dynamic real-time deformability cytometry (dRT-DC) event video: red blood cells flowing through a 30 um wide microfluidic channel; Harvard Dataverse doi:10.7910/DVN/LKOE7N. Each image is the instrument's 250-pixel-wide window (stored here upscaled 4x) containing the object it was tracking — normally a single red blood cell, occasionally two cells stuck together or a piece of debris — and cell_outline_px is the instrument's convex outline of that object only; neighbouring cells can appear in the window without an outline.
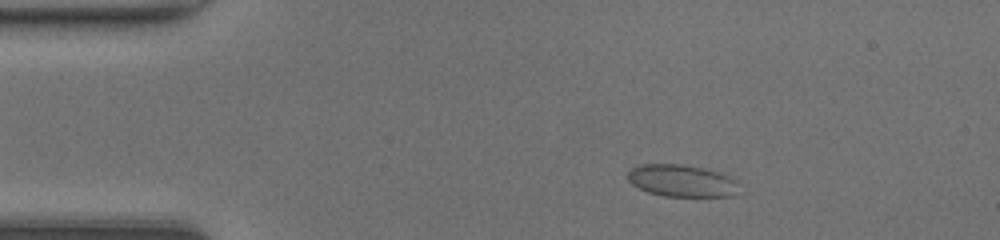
{"species": "common noctule bat (a hibernating species)", "species_latin": "Nyctalus noctula", "temperature_condition": "room temperature", "stored_images_in_passage": 47, "camera_frame_rate_fps": 3000, "um_per_image_px": 0.085, "animal": {"sex": "female", "body_mass_g": 20.0, "forearm_length_mm": 54.0}, "frame": {"image": 1, "passage_image": 7, "time_ms": 2.0, "image_size_px": [1000, 240], "cell_outline_px": [[736, 196], [664, 196], [648, 192], [632, 184], [628, 180], [628, 172], [632, 168], [640, 164], [680, 164], [700, 168], [716, 172], [728, 176], [736, 180]], "centroid_in_image_um": [57.91, 15.37], "position_along_channel_um": 27.1, "area_um2": 20.46}}
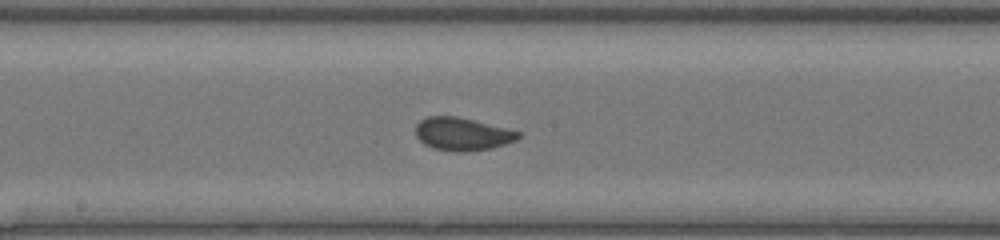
{"frame": {"image": 2, "passage_image": 24, "time_ms": 7.667, "image_size_px": [1000, 240], "cell_outline_px": [[520, 136], [516, 140], [492, 148], [464, 152], [452, 152], [432, 148], [424, 144], [416, 136], [416, 124], [420, 120], [428, 116], [456, 116], [520, 132]], "centroid_in_image_um": [39.25, 11.4], "position_along_channel_um": 209.0, "area_um2": 19.54}}
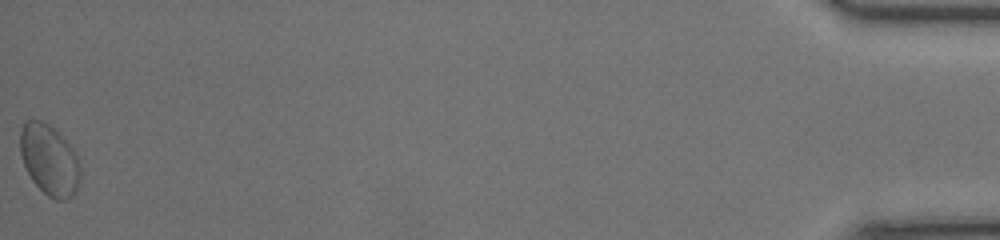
{"frame": {"image": 3, "passage_image": 47, "time_ms": 15.333, "image_size_px": [1000, 240], "cell_outline_px": [[80, 180], [76, 192], [72, 196], [64, 200], [56, 200], [48, 196], [32, 180], [24, 164], [20, 152], [20, 132], [24, 120], [40, 120], [48, 124], [76, 152], [80, 164]], "centroid_in_image_um": [4.2, 13.6], "position_along_channel_um": 431.0, "area_um2": 24.62}, "authors_computed_cell_mechanics": {"area_um2": 19.8832, "velocity_mm_per_s": 4.2819, "shape_relaxation_time_tau1_ms": null, "shape_relaxation_time_tau2_ms": 1.0303, "deformation_change_tau1": null, "deformation_change_tau2": 0.0364}}